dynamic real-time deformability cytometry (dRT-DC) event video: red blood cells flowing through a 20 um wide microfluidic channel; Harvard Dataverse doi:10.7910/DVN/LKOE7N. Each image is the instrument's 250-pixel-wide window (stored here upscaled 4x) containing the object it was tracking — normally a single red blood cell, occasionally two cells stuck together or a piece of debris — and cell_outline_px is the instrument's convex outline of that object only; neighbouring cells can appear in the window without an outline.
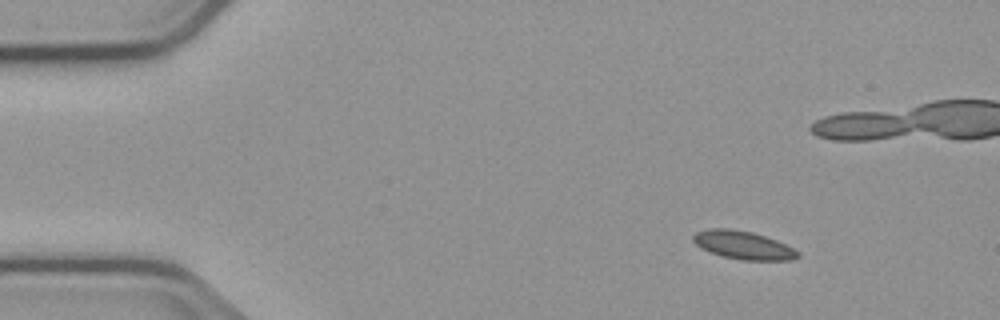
{"species": "common noctule bat (a hibernating species)", "species_latin": "Nyctalus noctula", "temperature_condition": "cold", "stored_images_in_passage": 50, "camera_frame_rate_fps": 3000, "um_per_image_px": 0.085, "animal": {"sex": "male", "body_mass_g": 23.1, "forearm_length_mm": 52.7}, "frame": {"image": 1, "passage_image": 1, "time_ms": 0.0, "image_size_px": [1000, 320], "cell_outline_px": [[800, 256], [792, 260], [744, 260], [720, 256], [700, 248], [692, 240], [692, 236], [696, 232], [708, 228], [732, 228], [752, 232], [776, 240], [800, 252]], "centroid_in_image_um": [63.14, 20.83], "position_along_channel_um": 21.9, "area_um2": 17.28}}
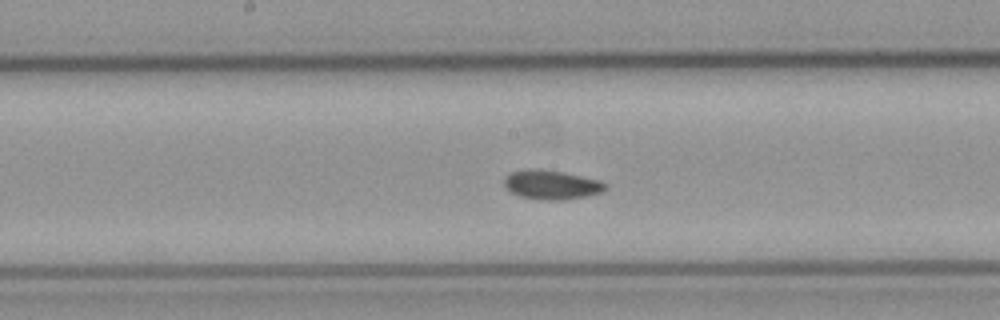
{"frame": {"image": 2, "passage_image": 22, "time_ms": 7.0, "image_size_px": [1000, 320], "cell_outline_px": [[608, 188], [600, 192], [584, 196], [564, 200], [540, 200], [520, 196], [504, 188], [504, 180], [512, 172], [560, 172], [600, 180], [608, 184]], "centroid_in_image_um": [46.94, 15.77], "position_along_channel_um": 201.3, "area_um2": 16.3}}
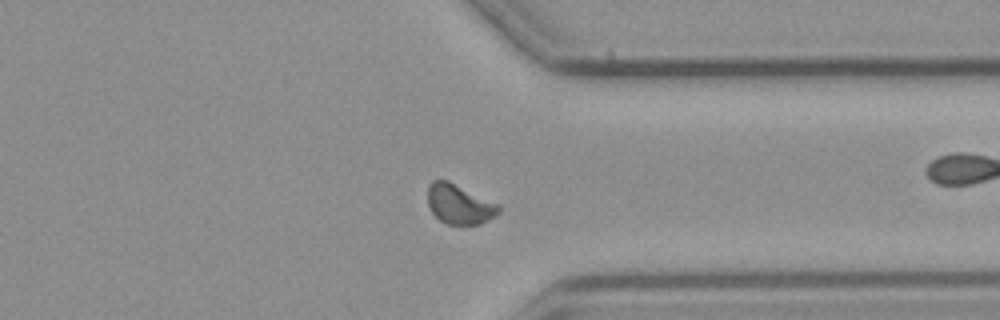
{"frame": {"image": 3, "passage_image": 36, "time_ms": 11.667, "image_size_px": [1000, 320], "cell_outline_px": [[500, 212], [496, 216], [480, 224], [444, 224], [432, 212], [428, 204], [428, 184], [432, 180], [448, 180], [500, 204]], "centroid_in_image_um": [39.06, 17.35], "position_along_channel_um": 372.3, "area_um2": 16.59}, "authors_computed_cell_mechanics": {"area_um2": 16.473, "velocity_mm_per_s": 3.7195, "shape_relaxation_time_tau1_ms": null, "shape_relaxation_time_tau2_ms": 3.7295, "deformation_change_tau1": null, "deformation_change_tau2": 0.0355}}